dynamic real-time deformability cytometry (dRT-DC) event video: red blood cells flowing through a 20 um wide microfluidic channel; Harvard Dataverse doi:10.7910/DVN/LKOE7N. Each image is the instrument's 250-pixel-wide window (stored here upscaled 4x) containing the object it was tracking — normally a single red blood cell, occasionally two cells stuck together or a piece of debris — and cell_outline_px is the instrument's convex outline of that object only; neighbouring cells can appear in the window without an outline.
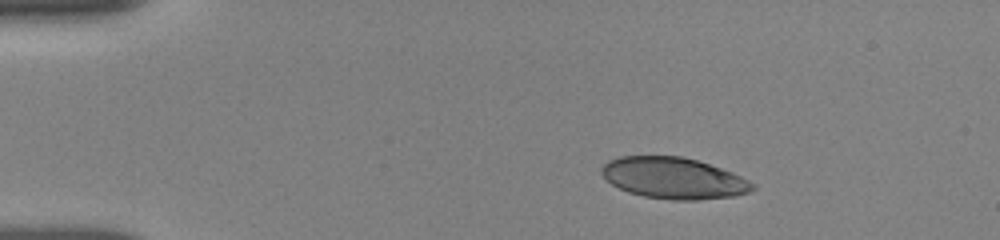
{"species": "human", "species_latin": "Homo sapiens", "temperature_condition": "room temperature", "stored_images_in_passage": 17, "camera_frame_rate_fps": 3000, "um_per_image_px": 0.085, "donor": {"sex": "female"}, "frame": {"image": 1, "passage_image": 8, "time_ms": 2.667, "image_size_px": [1000, 240], "cell_outline_px": [[756, 188], [748, 192], [736, 196], [696, 200], [672, 200], [644, 196], [628, 192], [604, 180], [600, 172], [600, 168], [608, 160], [620, 156], [684, 156], [732, 172], [756, 184]], "centroid_in_image_um": [57.23, 15.14], "position_along_channel_um": 27.8, "area_um2": 36.47}}
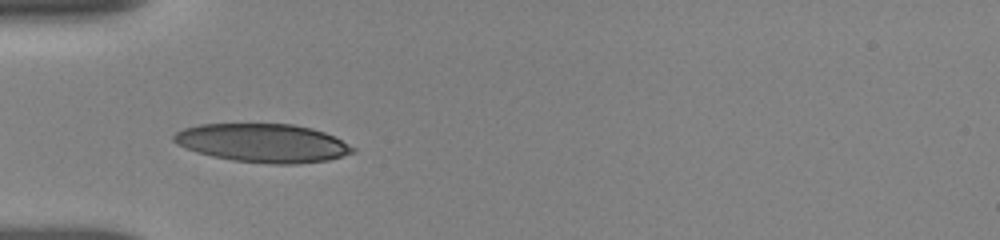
{"frame": {"image": 2, "passage_image": 14, "time_ms": 5.333, "image_size_px": [1000, 240], "cell_outline_px": [[356, 152], [328, 160], [296, 164], [268, 164], [232, 160], [212, 156], [196, 152], [176, 144], [172, 140], [172, 136], [176, 132], [184, 128], [200, 124], [292, 124], [312, 128], [324, 132], [356, 148]], "centroid_in_image_um": [22.32, 12.16], "position_along_channel_um": 62.7, "area_um2": 40.23}}
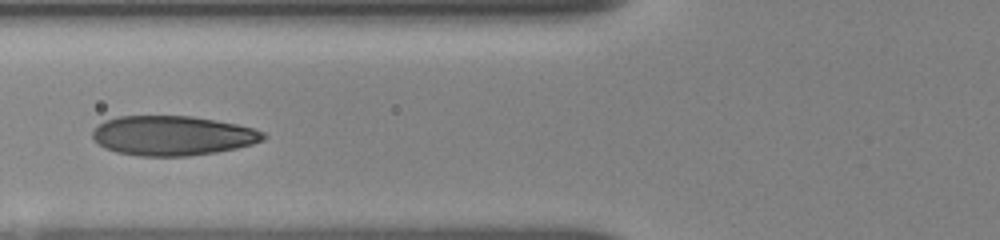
{"frame": {"image": 3, "passage_image": 16, "time_ms": 6.667, "image_size_px": [1000, 240], "cell_outline_px": [[268, 136], [264, 140], [252, 144], [236, 148], [216, 152], [188, 156], [140, 156], [116, 152], [104, 148], [92, 140], [92, 132], [104, 120], [116, 116], [192, 116], [236, 124], [252, 128], [264, 132]], "centroid_in_image_um": [14.64, 11.53], "position_along_channel_um": 111.2, "area_um2": 39.59}}